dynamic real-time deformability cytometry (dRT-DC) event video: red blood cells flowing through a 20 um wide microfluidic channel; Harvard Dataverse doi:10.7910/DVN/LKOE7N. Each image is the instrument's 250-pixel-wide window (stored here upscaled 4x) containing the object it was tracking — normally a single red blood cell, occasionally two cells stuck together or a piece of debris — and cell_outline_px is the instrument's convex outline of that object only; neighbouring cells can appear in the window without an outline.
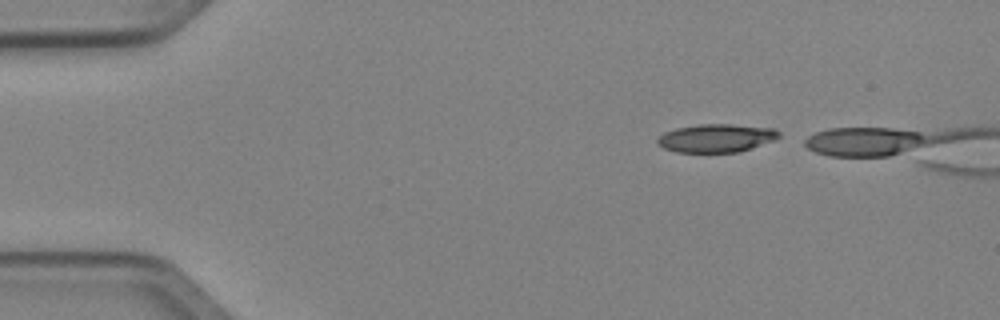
{"species": "Egyptian fruit bat (a non-hibernating species)", "species_latin": "Rousettus aegyptiacus", "temperature_condition": "cold", "stored_images_in_passage": 3, "camera_frame_rate_fps": 3000, "um_per_image_px": 0.085, "animal": {"sex": "female"}, "frame": {"image": 1, "passage_image": 1, "time_ms": 0.0, "image_size_px": [1000, 320], "cell_outline_px": [[780, 136], [776, 140], [740, 152], [676, 152], [664, 148], [656, 144], [656, 140], [664, 132], [676, 128], [696, 124], [732, 124], [776, 128], [780, 132]], "centroid_in_image_um": [60.91, 11.73], "position_along_channel_um": 24.1, "area_um2": 20.29}}